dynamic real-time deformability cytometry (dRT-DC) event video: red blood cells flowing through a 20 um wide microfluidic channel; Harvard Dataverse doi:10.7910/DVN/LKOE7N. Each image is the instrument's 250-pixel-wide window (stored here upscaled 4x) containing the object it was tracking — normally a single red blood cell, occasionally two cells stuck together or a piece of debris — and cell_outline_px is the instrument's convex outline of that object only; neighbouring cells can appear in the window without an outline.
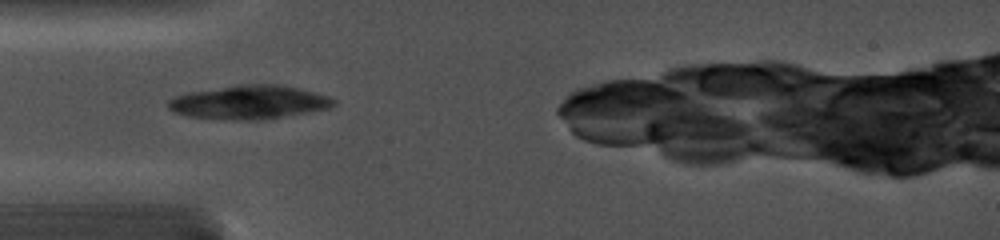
{"species": "common noctule bat (a hibernating species)", "species_latin": "Nyctalus noctula", "temperature_condition": "cold", "stored_images_in_passage": 21, "camera_frame_rate_fps": 5000, "um_per_image_px": 0.085, "animal": {"sex": "female", "body_mass_g": 19.0, "forearm_length_mm": 56.7}, "frame": {"image": 1, "passage_image": 1, "time_ms": 0.0, "image_size_px": [1000, 240], "cell_outline_px": [[336, 104], [332, 108], [308, 112], [256, 120], [232, 120], [188, 116], [172, 112], [168, 108], [168, 100], [176, 96], [188, 92], [240, 84], [280, 84], [300, 88], [328, 96], [336, 100]], "centroid_in_image_um": [21.19, 8.68], "position_along_channel_um": 63.8, "area_um2": 32.54}}